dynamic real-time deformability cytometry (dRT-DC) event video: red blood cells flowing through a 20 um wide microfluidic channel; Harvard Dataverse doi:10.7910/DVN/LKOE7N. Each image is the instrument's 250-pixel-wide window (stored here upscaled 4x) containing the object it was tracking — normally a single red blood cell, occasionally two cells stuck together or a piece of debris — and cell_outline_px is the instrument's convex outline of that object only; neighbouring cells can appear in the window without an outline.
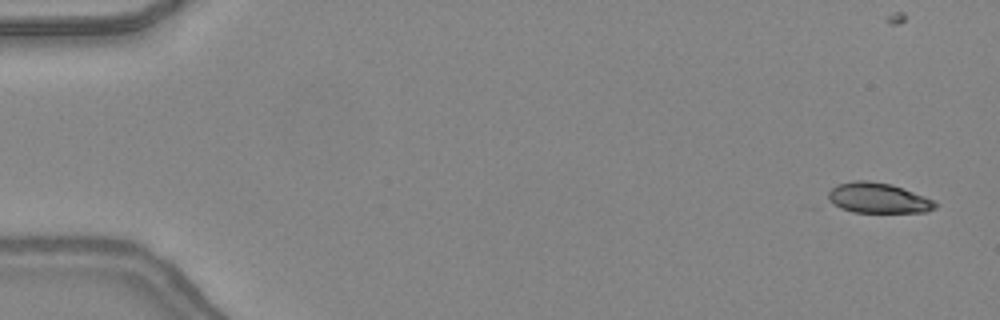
{"species": "common noctule bat (a hibernating species)", "species_latin": "Nyctalus noctula", "temperature_condition": "warm", "stored_images_in_passage": 11, "camera_frame_rate_fps": 3000, "um_per_image_px": 0.085, "animal": {"sex": "female", "body_mass_g": 24.6, "forearm_length_mm": 56.2}, "frame": {"image": 1, "passage_image": 1, "time_ms": 0.0, "image_size_px": [1000, 320], "cell_outline_px": [[940, 204], [936, 208], [928, 212], [852, 212], [804, 208], [836, 184], [856, 180], [868, 180], [892, 184], [936, 200]], "centroid_in_image_um": [74.15, 16.88], "position_along_channel_um": 10.8, "area_um2": 21.68}}